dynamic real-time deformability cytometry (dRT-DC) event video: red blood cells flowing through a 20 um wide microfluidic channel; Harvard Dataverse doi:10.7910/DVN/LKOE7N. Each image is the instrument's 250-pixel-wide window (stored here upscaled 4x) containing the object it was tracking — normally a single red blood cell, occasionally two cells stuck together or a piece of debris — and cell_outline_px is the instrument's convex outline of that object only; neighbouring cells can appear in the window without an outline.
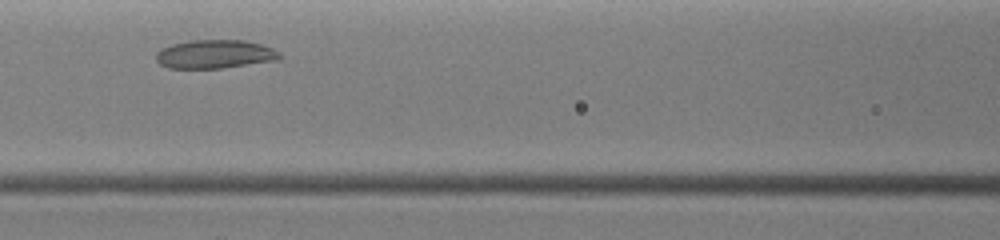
{"species": "common noctule bat (a hibernating species)", "species_latin": "Nyctalus noctula", "temperature_condition": "warm", "stored_images_in_passage": 9, "camera_frame_rate_fps": 3000, "um_per_image_px": 0.085, "animal": {"sex": "female", "body_mass_g": 19.0, "forearm_length_mm": 51.5}, "frame": {"image": 1, "passage_image": 4, "time_ms": 1.667, "image_size_px": [1000, 240], "cell_outline_px": [[280, 60], [220, 68], [168, 68], [160, 64], [156, 60], [156, 52], [172, 44], [196, 40], [244, 40], [260, 44], [272, 48], [280, 52]], "centroid_in_image_um": [18.28, 4.61], "position_along_channel_um": 148.3, "area_um2": 20.46}}
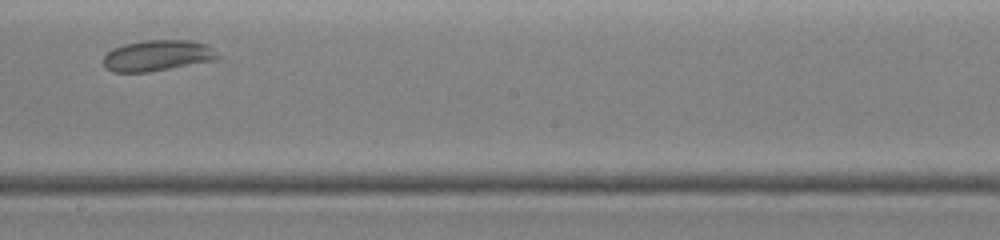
{"frame": {"image": 2, "passage_image": 7, "time_ms": 3.333, "image_size_px": [1000, 240], "cell_outline_px": [[220, 56], [216, 60], [172, 68], [148, 72], [112, 72], [104, 68], [104, 56], [112, 48], [124, 44], [148, 40], [192, 40], [208, 44]], "centroid_in_image_um": [13.39, 4.72], "position_along_channel_um": 234.8, "area_um2": 20.75}}
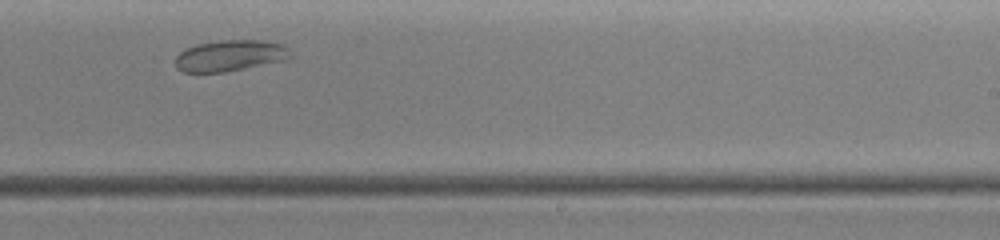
{"frame": {"image": 3, "passage_image": 8, "time_ms": 4.0, "image_size_px": [1000, 240], "cell_outline_px": [[292, 56], [288, 60], [224, 72], [184, 72], [176, 68], [176, 56], [184, 48], [196, 44], [220, 40], [264, 40], [284, 44], [288, 48]], "centroid_in_image_um": [19.58, 4.72], "position_along_channel_um": 269.4, "area_um2": 21.15}}